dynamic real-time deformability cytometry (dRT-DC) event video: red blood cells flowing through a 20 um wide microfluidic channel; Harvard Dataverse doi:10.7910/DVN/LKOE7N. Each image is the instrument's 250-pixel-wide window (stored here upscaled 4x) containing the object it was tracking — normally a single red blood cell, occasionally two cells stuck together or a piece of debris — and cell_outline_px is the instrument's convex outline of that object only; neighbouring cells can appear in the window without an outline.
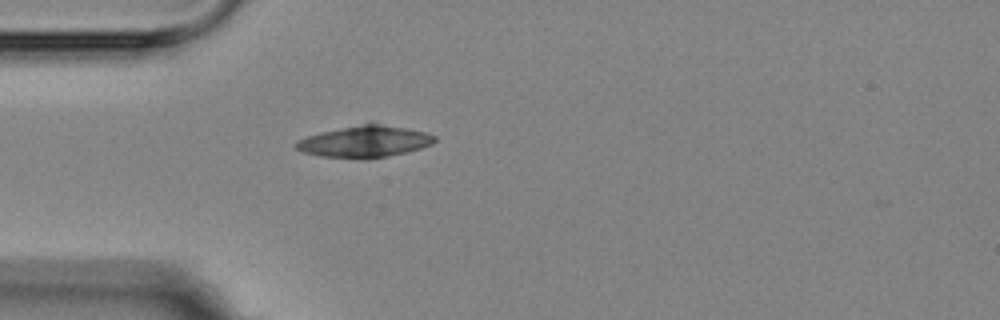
{"species": "Egyptian fruit bat (a non-hibernating species)", "species_latin": "Rousettus aegyptiacus", "temperature_condition": "room temperature", "stored_images_in_passage": 1, "camera_frame_rate_fps": 3000, "um_per_image_px": 0.085, "animal": {"sex": "female"}, "frame": {"image": 1, "passage_image": 1, "time_ms": 0.0, "image_size_px": [1000, 320], "cell_outline_px": [[436, 140], [432, 144], [420, 148], [388, 156], [368, 160], [360, 160], [320, 156], [304, 152], [296, 148], [296, 144], [300, 140], [308, 136], [320, 132], [368, 120], [372, 120], [424, 132], [436, 136]], "centroid_in_image_um": [31.02, 12.0], "position_along_channel_um": 54.0, "area_um2": 26.3}}